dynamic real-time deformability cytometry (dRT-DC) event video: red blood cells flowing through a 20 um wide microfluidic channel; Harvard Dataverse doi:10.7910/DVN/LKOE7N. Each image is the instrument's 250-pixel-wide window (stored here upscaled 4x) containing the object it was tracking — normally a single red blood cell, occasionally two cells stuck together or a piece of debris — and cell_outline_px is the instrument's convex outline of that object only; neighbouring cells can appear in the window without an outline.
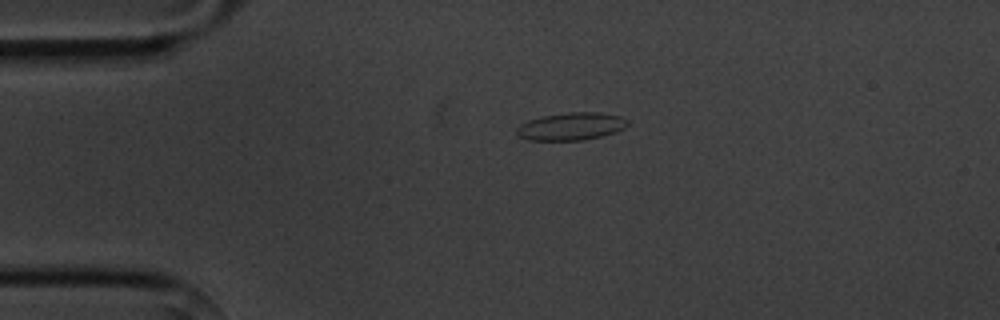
{"species": "common noctule bat (a hibernating species)", "species_latin": "Nyctalus noctula", "temperature_condition": "cold", "stored_images_in_passage": 2, "camera_frame_rate_fps": 3000, "um_per_image_px": 0.085, "animal": {"sex": "male", "body_mass_g": 20.1, "forearm_length_mm": 53.5}, "frame": {"image": 1, "passage_image": 1, "time_ms": 0.0, "image_size_px": [1000, 320], "cell_outline_px": [[628, 124], [624, 128], [616, 132], [584, 140], [528, 140], [516, 136], [516, 128], [520, 124], [528, 120], [540, 116], [568, 112], [600, 112], [620, 116], [628, 120]], "centroid_in_image_um": [48.51, 10.74], "position_along_channel_um": 36.5, "area_um2": 18.03}}